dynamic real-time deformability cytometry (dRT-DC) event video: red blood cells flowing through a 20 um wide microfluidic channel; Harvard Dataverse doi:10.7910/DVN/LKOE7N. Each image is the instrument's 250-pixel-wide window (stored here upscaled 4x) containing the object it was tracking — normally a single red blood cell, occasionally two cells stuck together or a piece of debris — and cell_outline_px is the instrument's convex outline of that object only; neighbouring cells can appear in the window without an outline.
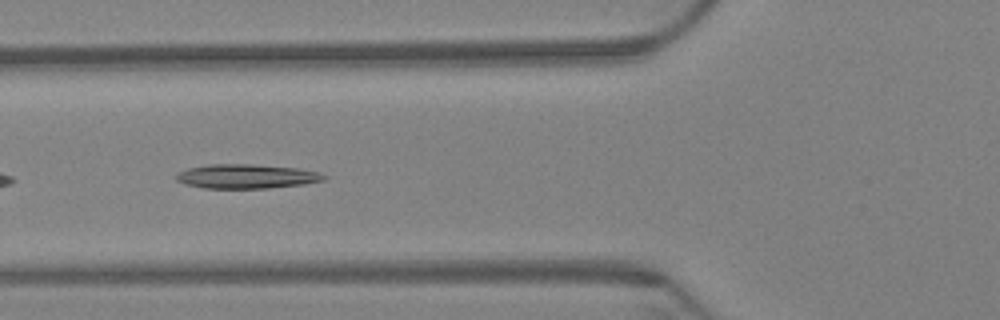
{"species": "Egyptian fruit bat (a non-hibernating species)", "species_latin": "Rousettus aegyptiacus", "temperature_condition": "warm", "stored_images_in_passage": 44, "camera_frame_rate_fps": 3000, "um_per_image_px": 0.085, "animal": {"sex": "female"}, "frame": {"image": 1, "passage_image": 6, "time_ms": 1.667, "image_size_px": [1000, 320], "cell_outline_px": [[328, 176], [324, 180], [304, 184], [268, 188], [204, 188], [184, 184], [176, 180], [176, 176], [180, 172], [188, 168], [208, 164], [252, 164], [300, 168], [320, 172]], "centroid_in_image_um": [20.98, 14.98], "position_along_channel_um": 104.8, "area_um2": 20.98}}
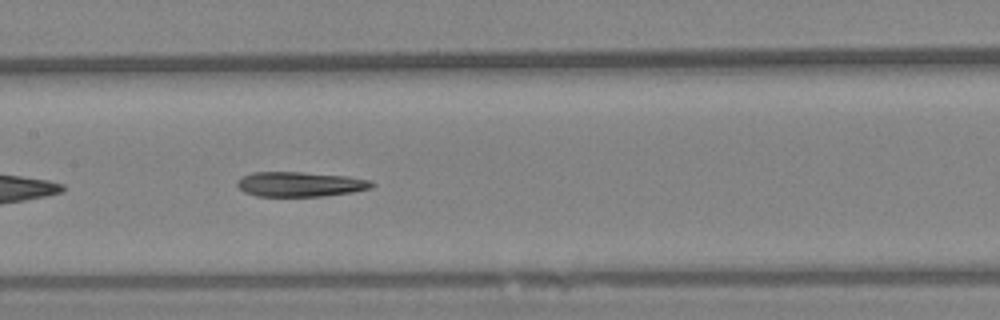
{"frame": {"image": 2, "passage_image": 13, "time_ms": 4.0, "image_size_px": [1000, 320], "cell_outline_px": [[376, 184], [372, 188], [352, 192], [324, 196], [256, 196], [244, 192], [236, 184], [236, 180], [252, 172], [300, 172], [348, 176], [372, 180]], "centroid_in_image_um": [25.54, 15.66], "position_along_channel_um": 181.9, "area_um2": 19.59}}
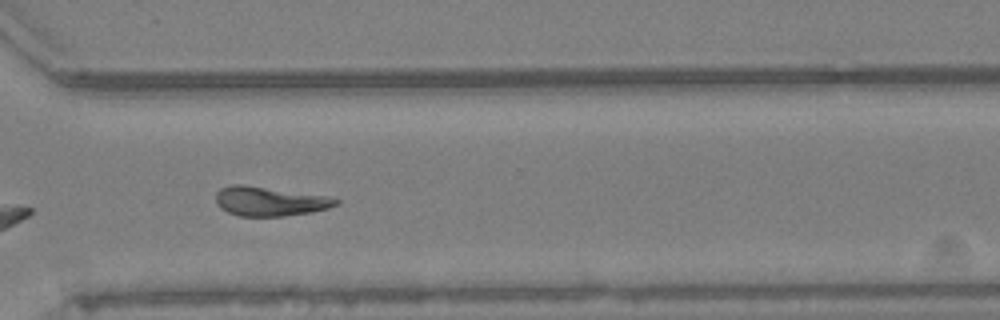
{"frame": {"image": 3, "passage_image": 28, "time_ms": 9.0, "image_size_px": [1000, 320], "cell_outline_px": [[340, 204], [328, 208], [312, 212], [284, 216], [240, 216], [228, 212], [220, 208], [216, 204], [216, 192], [220, 188], [232, 184], [244, 184], [324, 196], [340, 200]], "centroid_in_image_um": [22.88, 17.11], "position_along_channel_um": 347.7, "area_um2": 20.46}, "authors_computed_cell_mechanics": {"area_um2": 19.8832, "velocity_mm_per_s": 3.3122, "shape_relaxation_time_tau1_ms": 7.0571, "shape_relaxation_time_tau2_ms": 7.2949, "deformation_change_tau1": 0.2322, "deformation_change_tau2": 0.188}}